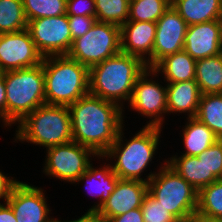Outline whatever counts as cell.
Listing matches in <instances>:
<instances>
[{"mask_svg": "<svg viewBox=\"0 0 222 222\" xmlns=\"http://www.w3.org/2000/svg\"><path fill=\"white\" fill-rule=\"evenodd\" d=\"M197 157L203 159L207 175H214L217 179L222 178V139L217 140Z\"/></svg>", "mask_w": 222, "mask_h": 222, "instance_id": "32", "label": "cell"}, {"mask_svg": "<svg viewBox=\"0 0 222 222\" xmlns=\"http://www.w3.org/2000/svg\"><path fill=\"white\" fill-rule=\"evenodd\" d=\"M19 181L14 180V178H10L6 175H4L0 171V198L4 199L6 202L9 198L11 191L13 187L18 183Z\"/></svg>", "mask_w": 222, "mask_h": 222, "instance_id": "36", "label": "cell"}, {"mask_svg": "<svg viewBox=\"0 0 222 222\" xmlns=\"http://www.w3.org/2000/svg\"><path fill=\"white\" fill-rule=\"evenodd\" d=\"M0 222H17L11 206L5 202V205L0 203Z\"/></svg>", "mask_w": 222, "mask_h": 222, "instance_id": "38", "label": "cell"}, {"mask_svg": "<svg viewBox=\"0 0 222 222\" xmlns=\"http://www.w3.org/2000/svg\"><path fill=\"white\" fill-rule=\"evenodd\" d=\"M12 208L17 222H54L48 217L49 210L43 190L27 183L18 182L6 201Z\"/></svg>", "mask_w": 222, "mask_h": 222, "instance_id": "14", "label": "cell"}, {"mask_svg": "<svg viewBox=\"0 0 222 222\" xmlns=\"http://www.w3.org/2000/svg\"><path fill=\"white\" fill-rule=\"evenodd\" d=\"M195 118L222 139V93L202 94Z\"/></svg>", "mask_w": 222, "mask_h": 222, "instance_id": "25", "label": "cell"}, {"mask_svg": "<svg viewBox=\"0 0 222 222\" xmlns=\"http://www.w3.org/2000/svg\"><path fill=\"white\" fill-rule=\"evenodd\" d=\"M96 21V17L68 15V24L72 40L86 34Z\"/></svg>", "mask_w": 222, "mask_h": 222, "instance_id": "33", "label": "cell"}, {"mask_svg": "<svg viewBox=\"0 0 222 222\" xmlns=\"http://www.w3.org/2000/svg\"><path fill=\"white\" fill-rule=\"evenodd\" d=\"M167 113H188L195 117L202 93L195 80L167 84Z\"/></svg>", "mask_w": 222, "mask_h": 222, "instance_id": "18", "label": "cell"}, {"mask_svg": "<svg viewBox=\"0 0 222 222\" xmlns=\"http://www.w3.org/2000/svg\"><path fill=\"white\" fill-rule=\"evenodd\" d=\"M144 222H179L171 212L149 193L141 205Z\"/></svg>", "mask_w": 222, "mask_h": 222, "instance_id": "31", "label": "cell"}, {"mask_svg": "<svg viewBox=\"0 0 222 222\" xmlns=\"http://www.w3.org/2000/svg\"><path fill=\"white\" fill-rule=\"evenodd\" d=\"M72 140L103 156L123 125V109L90 93L68 106Z\"/></svg>", "mask_w": 222, "mask_h": 222, "instance_id": "1", "label": "cell"}, {"mask_svg": "<svg viewBox=\"0 0 222 222\" xmlns=\"http://www.w3.org/2000/svg\"><path fill=\"white\" fill-rule=\"evenodd\" d=\"M195 81L202 94L222 93V53L196 60Z\"/></svg>", "mask_w": 222, "mask_h": 222, "instance_id": "23", "label": "cell"}, {"mask_svg": "<svg viewBox=\"0 0 222 222\" xmlns=\"http://www.w3.org/2000/svg\"><path fill=\"white\" fill-rule=\"evenodd\" d=\"M156 74L152 68H147L137 79L130 99V106L143 116L152 119L147 126L163 127V114L167 113V87L155 80L148 79Z\"/></svg>", "mask_w": 222, "mask_h": 222, "instance_id": "11", "label": "cell"}, {"mask_svg": "<svg viewBox=\"0 0 222 222\" xmlns=\"http://www.w3.org/2000/svg\"><path fill=\"white\" fill-rule=\"evenodd\" d=\"M121 52V28L96 21L91 29L73 40L67 54L88 69Z\"/></svg>", "mask_w": 222, "mask_h": 222, "instance_id": "8", "label": "cell"}, {"mask_svg": "<svg viewBox=\"0 0 222 222\" xmlns=\"http://www.w3.org/2000/svg\"><path fill=\"white\" fill-rule=\"evenodd\" d=\"M123 127L118 132L116 141L101 157L116 158L112 166L113 172L120 179L143 180L149 182L155 173H150L146 179H142L141 173L147 168L158 149L161 127L145 125L130 140L123 143Z\"/></svg>", "mask_w": 222, "mask_h": 222, "instance_id": "4", "label": "cell"}, {"mask_svg": "<svg viewBox=\"0 0 222 222\" xmlns=\"http://www.w3.org/2000/svg\"><path fill=\"white\" fill-rule=\"evenodd\" d=\"M42 59L27 28L0 34V73L34 67Z\"/></svg>", "mask_w": 222, "mask_h": 222, "instance_id": "12", "label": "cell"}, {"mask_svg": "<svg viewBox=\"0 0 222 222\" xmlns=\"http://www.w3.org/2000/svg\"><path fill=\"white\" fill-rule=\"evenodd\" d=\"M45 101L48 105L69 106L89 93V69L68 55L42 59Z\"/></svg>", "mask_w": 222, "mask_h": 222, "instance_id": "3", "label": "cell"}, {"mask_svg": "<svg viewBox=\"0 0 222 222\" xmlns=\"http://www.w3.org/2000/svg\"><path fill=\"white\" fill-rule=\"evenodd\" d=\"M105 222H144V219L141 208H137L125 214L108 218Z\"/></svg>", "mask_w": 222, "mask_h": 222, "instance_id": "35", "label": "cell"}, {"mask_svg": "<svg viewBox=\"0 0 222 222\" xmlns=\"http://www.w3.org/2000/svg\"><path fill=\"white\" fill-rule=\"evenodd\" d=\"M187 26L172 5L158 19L153 45V68L166 56L183 50Z\"/></svg>", "mask_w": 222, "mask_h": 222, "instance_id": "13", "label": "cell"}, {"mask_svg": "<svg viewBox=\"0 0 222 222\" xmlns=\"http://www.w3.org/2000/svg\"><path fill=\"white\" fill-rule=\"evenodd\" d=\"M188 123L183 129V143L186 156H198L204 150L213 145L218 137L209 129L204 123L200 122L197 118H188Z\"/></svg>", "mask_w": 222, "mask_h": 222, "instance_id": "24", "label": "cell"}, {"mask_svg": "<svg viewBox=\"0 0 222 222\" xmlns=\"http://www.w3.org/2000/svg\"><path fill=\"white\" fill-rule=\"evenodd\" d=\"M171 6V0H130L128 21L157 22Z\"/></svg>", "mask_w": 222, "mask_h": 222, "instance_id": "27", "label": "cell"}, {"mask_svg": "<svg viewBox=\"0 0 222 222\" xmlns=\"http://www.w3.org/2000/svg\"><path fill=\"white\" fill-rule=\"evenodd\" d=\"M119 179L120 178L113 172L112 166H110V164L99 169H95L92 166V163L89 164L86 172L82 174L76 182L78 183L81 180H86L88 183H90L88 184L86 182L87 187L89 186L88 190H90L91 187L95 190L94 191L91 189L89 191L90 194L99 196L100 202H97V204L87 210L86 213H94L104 202L108 200L111 193L114 191Z\"/></svg>", "mask_w": 222, "mask_h": 222, "instance_id": "20", "label": "cell"}, {"mask_svg": "<svg viewBox=\"0 0 222 222\" xmlns=\"http://www.w3.org/2000/svg\"><path fill=\"white\" fill-rule=\"evenodd\" d=\"M188 26L222 20V0H171Z\"/></svg>", "mask_w": 222, "mask_h": 222, "instance_id": "19", "label": "cell"}, {"mask_svg": "<svg viewBox=\"0 0 222 222\" xmlns=\"http://www.w3.org/2000/svg\"><path fill=\"white\" fill-rule=\"evenodd\" d=\"M91 155L97 157L90 148L74 141L47 148L43 172L47 176L75 183L88 169Z\"/></svg>", "mask_w": 222, "mask_h": 222, "instance_id": "9", "label": "cell"}, {"mask_svg": "<svg viewBox=\"0 0 222 222\" xmlns=\"http://www.w3.org/2000/svg\"><path fill=\"white\" fill-rule=\"evenodd\" d=\"M62 222H104V221L101 218L97 217L94 213H85L77 220L62 221Z\"/></svg>", "mask_w": 222, "mask_h": 222, "instance_id": "39", "label": "cell"}, {"mask_svg": "<svg viewBox=\"0 0 222 222\" xmlns=\"http://www.w3.org/2000/svg\"><path fill=\"white\" fill-rule=\"evenodd\" d=\"M147 193V182L143 180L119 179L108 200L94 214L105 222L108 218L141 208Z\"/></svg>", "mask_w": 222, "mask_h": 222, "instance_id": "15", "label": "cell"}, {"mask_svg": "<svg viewBox=\"0 0 222 222\" xmlns=\"http://www.w3.org/2000/svg\"><path fill=\"white\" fill-rule=\"evenodd\" d=\"M0 119L3 120L4 125L6 126V89L2 73H0Z\"/></svg>", "mask_w": 222, "mask_h": 222, "instance_id": "37", "label": "cell"}, {"mask_svg": "<svg viewBox=\"0 0 222 222\" xmlns=\"http://www.w3.org/2000/svg\"><path fill=\"white\" fill-rule=\"evenodd\" d=\"M146 69L140 58L119 52L89 69V93L123 108V100L130 102L135 82Z\"/></svg>", "mask_w": 222, "mask_h": 222, "instance_id": "2", "label": "cell"}, {"mask_svg": "<svg viewBox=\"0 0 222 222\" xmlns=\"http://www.w3.org/2000/svg\"><path fill=\"white\" fill-rule=\"evenodd\" d=\"M189 222H222V219L207 217L196 212Z\"/></svg>", "mask_w": 222, "mask_h": 222, "instance_id": "40", "label": "cell"}, {"mask_svg": "<svg viewBox=\"0 0 222 222\" xmlns=\"http://www.w3.org/2000/svg\"><path fill=\"white\" fill-rule=\"evenodd\" d=\"M120 28L121 52L140 58L147 68L153 69L156 22L127 21Z\"/></svg>", "mask_w": 222, "mask_h": 222, "instance_id": "17", "label": "cell"}, {"mask_svg": "<svg viewBox=\"0 0 222 222\" xmlns=\"http://www.w3.org/2000/svg\"><path fill=\"white\" fill-rule=\"evenodd\" d=\"M130 0H95L96 20L122 26L128 21Z\"/></svg>", "mask_w": 222, "mask_h": 222, "instance_id": "29", "label": "cell"}, {"mask_svg": "<svg viewBox=\"0 0 222 222\" xmlns=\"http://www.w3.org/2000/svg\"><path fill=\"white\" fill-rule=\"evenodd\" d=\"M27 26L22 0H0V34L18 32Z\"/></svg>", "mask_w": 222, "mask_h": 222, "instance_id": "26", "label": "cell"}, {"mask_svg": "<svg viewBox=\"0 0 222 222\" xmlns=\"http://www.w3.org/2000/svg\"><path fill=\"white\" fill-rule=\"evenodd\" d=\"M17 127V140L44 146L46 149L73 141L68 106H39Z\"/></svg>", "mask_w": 222, "mask_h": 222, "instance_id": "6", "label": "cell"}, {"mask_svg": "<svg viewBox=\"0 0 222 222\" xmlns=\"http://www.w3.org/2000/svg\"><path fill=\"white\" fill-rule=\"evenodd\" d=\"M153 69L164 74L167 84L195 80L196 60L182 50L166 56Z\"/></svg>", "mask_w": 222, "mask_h": 222, "instance_id": "22", "label": "cell"}, {"mask_svg": "<svg viewBox=\"0 0 222 222\" xmlns=\"http://www.w3.org/2000/svg\"><path fill=\"white\" fill-rule=\"evenodd\" d=\"M27 21L55 17L67 12V0H22Z\"/></svg>", "mask_w": 222, "mask_h": 222, "instance_id": "30", "label": "cell"}, {"mask_svg": "<svg viewBox=\"0 0 222 222\" xmlns=\"http://www.w3.org/2000/svg\"><path fill=\"white\" fill-rule=\"evenodd\" d=\"M67 15L95 17V0H67Z\"/></svg>", "mask_w": 222, "mask_h": 222, "instance_id": "34", "label": "cell"}, {"mask_svg": "<svg viewBox=\"0 0 222 222\" xmlns=\"http://www.w3.org/2000/svg\"><path fill=\"white\" fill-rule=\"evenodd\" d=\"M197 213L222 219V180L212 182L198 192Z\"/></svg>", "mask_w": 222, "mask_h": 222, "instance_id": "28", "label": "cell"}, {"mask_svg": "<svg viewBox=\"0 0 222 222\" xmlns=\"http://www.w3.org/2000/svg\"><path fill=\"white\" fill-rule=\"evenodd\" d=\"M198 60L222 53V20L187 26L184 48Z\"/></svg>", "mask_w": 222, "mask_h": 222, "instance_id": "16", "label": "cell"}, {"mask_svg": "<svg viewBox=\"0 0 222 222\" xmlns=\"http://www.w3.org/2000/svg\"><path fill=\"white\" fill-rule=\"evenodd\" d=\"M27 29L43 57L69 53L73 40L67 14L29 20Z\"/></svg>", "mask_w": 222, "mask_h": 222, "instance_id": "10", "label": "cell"}, {"mask_svg": "<svg viewBox=\"0 0 222 222\" xmlns=\"http://www.w3.org/2000/svg\"><path fill=\"white\" fill-rule=\"evenodd\" d=\"M2 74L6 89V127L20 123L37 107L46 104L42 63Z\"/></svg>", "mask_w": 222, "mask_h": 222, "instance_id": "5", "label": "cell"}, {"mask_svg": "<svg viewBox=\"0 0 222 222\" xmlns=\"http://www.w3.org/2000/svg\"><path fill=\"white\" fill-rule=\"evenodd\" d=\"M166 163L171 166L183 179L191 184L198 192L218 179L214 175H207L203 159L197 156H173Z\"/></svg>", "mask_w": 222, "mask_h": 222, "instance_id": "21", "label": "cell"}, {"mask_svg": "<svg viewBox=\"0 0 222 222\" xmlns=\"http://www.w3.org/2000/svg\"><path fill=\"white\" fill-rule=\"evenodd\" d=\"M160 168L148 182V193L179 222H189L197 211L198 191L166 161Z\"/></svg>", "mask_w": 222, "mask_h": 222, "instance_id": "7", "label": "cell"}]
</instances>
